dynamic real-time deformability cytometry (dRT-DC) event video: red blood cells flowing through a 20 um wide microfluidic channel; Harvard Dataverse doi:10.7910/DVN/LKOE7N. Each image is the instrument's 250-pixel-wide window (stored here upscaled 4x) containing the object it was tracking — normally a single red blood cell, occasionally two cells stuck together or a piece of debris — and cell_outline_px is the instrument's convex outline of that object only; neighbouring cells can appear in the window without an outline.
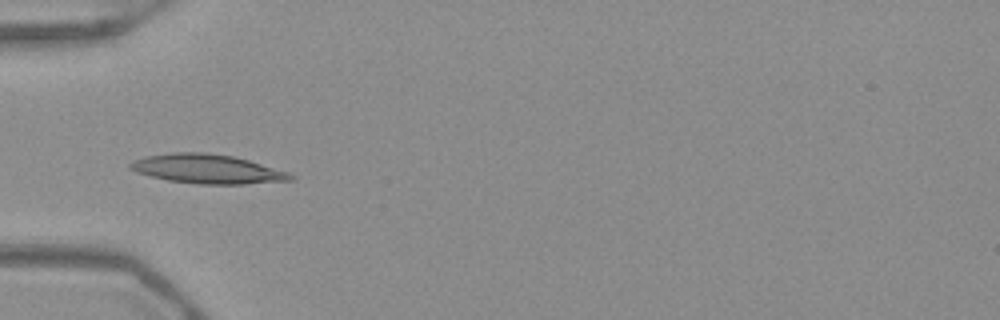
{"species": "Egyptian fruit bat (a non-hibernating species)", "species_latin": "Rousettus aegyptiacus", "temperature_condition": "warm", "stored_images_in_passage": 52, "camera_frame_rate_fps": 3000, "um_per_image_px": 0.085, "frame": {"image": 1, "passage_image": 17, "time_ms": 5.333, "image_size_px": [1000, 320], "cell_outline_px": [[296, 176], [292, 180], [244, 184], [200, 184], [168, 180], [136, 172], [128, 168], [128, 164], [132, 160], [144, 156], [172, 152], [204, 152], [232, 156], [248, 160], [288, 172]], "centroid_in_image_um": [17.58, 14.35], "position_along_channel_um": 67.4, "area_um2": 27.22}}
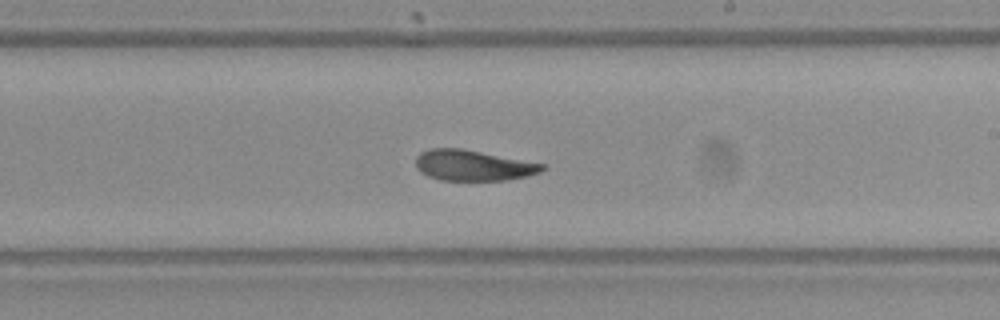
{"frame": {"image": 2, "passage_image": 31, "time_ms": 10.0, "image_size_px": [1000, 320], "cell_outline_px": [[548, 168], [540, 172], [524, 176], [504, 180], [440, 180], [428, 176], [420, 172], [416, 168], [416, 156], [420, 152], [428, 148], [460, 148], [544, 164]], "centroid_in_image_um": [40.16, 14.05], "position_along_channel_um": 248.8, "area_um2": 22.48}}
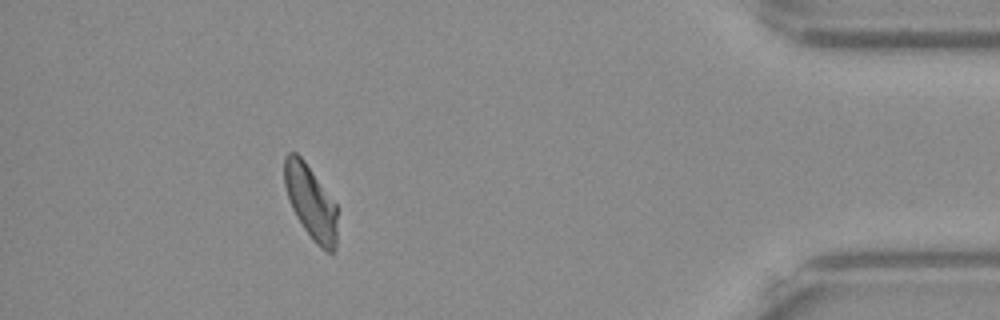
{"frame": {"image": 3, "passage_image": 47, "time_ms": 15.333, "image_size_px": [1000, 320], "cell_outline_px": [[336, 248], [332, 252], [328, 252], [320, 248], [312, 240], [296, 216], [288, 200], [284, 184], [284, 156], [288, 152], [296, 152], [304, 160], [336, 204]], "centroid_in_image_um": [26.39, 17.17], "position_along_channel_um": 408.8, "area_um2": 22.66}, "authors_computed_cell_mechanics": {"area_um2": 24.1315, "velocity_mm_per_s": 3.9048, "shape_relaxation_time_tau1_ms": 4.3701, "shape_relaxation_time_tau2_ms": 1.4333, "deformation_change_tau1": 0.1484, "deformation_change_tau2": 0.0597}}